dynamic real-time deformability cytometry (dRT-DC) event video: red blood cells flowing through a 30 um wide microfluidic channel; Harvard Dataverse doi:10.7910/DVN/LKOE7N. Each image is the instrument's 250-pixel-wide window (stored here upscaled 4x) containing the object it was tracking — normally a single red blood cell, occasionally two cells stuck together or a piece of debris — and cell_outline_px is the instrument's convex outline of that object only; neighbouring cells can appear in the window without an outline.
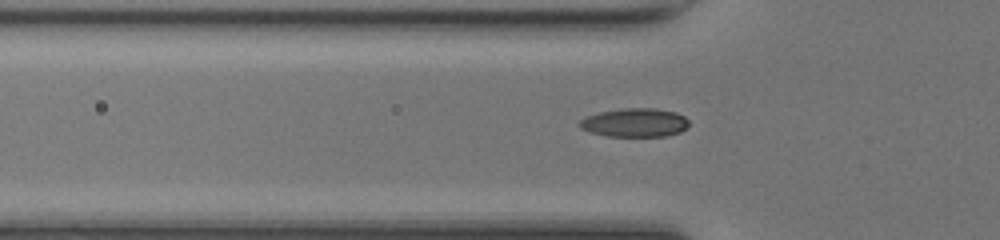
{"species": "common noctule bat (a hibernating species)", "species_latin": "Nyctalus noctula", "temperature_condition": "room temperature", "stored_images_in_passage": 36, "camera_frame_rate_fps": 3000, "um_per_image_px": 0.085, "animal": {"sex": "female", "body_mass_g": 17.0, "forearm_length_mm": 48.0}, "frame": {"image": 1, "passage_image": 6, "time_ms": 1.667, "image_size_px": [1000, 240], "cell_outline_px": [[688, 128], [680, 132], [664, 136], [608, 136], [588, 132], [580, 128], [576, 124], [580, 120], [588, 116], [600, 112], [620, 108], [656, 108], [676, 112], [684, 116], [688, 120]], "centroid_in_image_um": [53.95, 10.42], "position_along_channel_um": 71.9, "area_um2": 18.44}}
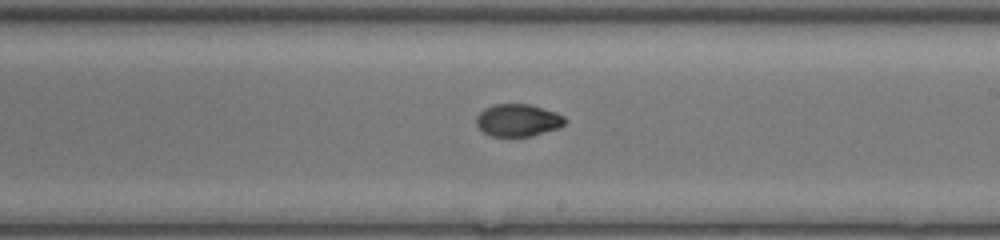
{"frame": {"image": 2, "passage_image": 18, "time_ms": 5.667, "image_size_px": [1000, 240], "cell_outline_px": [[568, 120], [560, 128], [532, 136], [492, 136], [484, 132], [476, 124], [476, 116], [484, 108], [492, 104], [528, 104], [556, 112], [564, 116]], "centroid_in_image_um": [44.04, 10.22], "position_along_channel_um": 245.0, "area_um2": 16.82}}
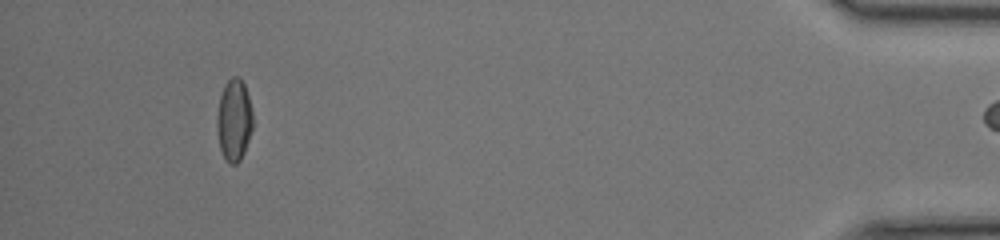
{"frame": {"image": 3, "passage_image": 35, "time_ms": 11.333, "image_size_px": [1000, 240], "cell_outline_px": [[252, 128], [244, 152], [240, 160], [236, 164], [228, 164], [224, 160], [220, 148], [216, 128], [216, 116], [220, 96], [224, 84], [232, 76], [236, 76], [244, 84], [252, 108]], "centroid_in_image_um": [19.87, 10.23], "position_along_channel_um": 415.3, "area_um2": 17.22}, "authors_computed_cell_mechanics": {"area_um2": 17.1666, "velocity_mm_per_s": 4.3204, "shape_relaxation_time_tau1_ms": null, "shape_relaxation_time_tau2_ms": 1.4842, "deformation_change_tau1": null, "deformation_change_tau2": 0.0327}}